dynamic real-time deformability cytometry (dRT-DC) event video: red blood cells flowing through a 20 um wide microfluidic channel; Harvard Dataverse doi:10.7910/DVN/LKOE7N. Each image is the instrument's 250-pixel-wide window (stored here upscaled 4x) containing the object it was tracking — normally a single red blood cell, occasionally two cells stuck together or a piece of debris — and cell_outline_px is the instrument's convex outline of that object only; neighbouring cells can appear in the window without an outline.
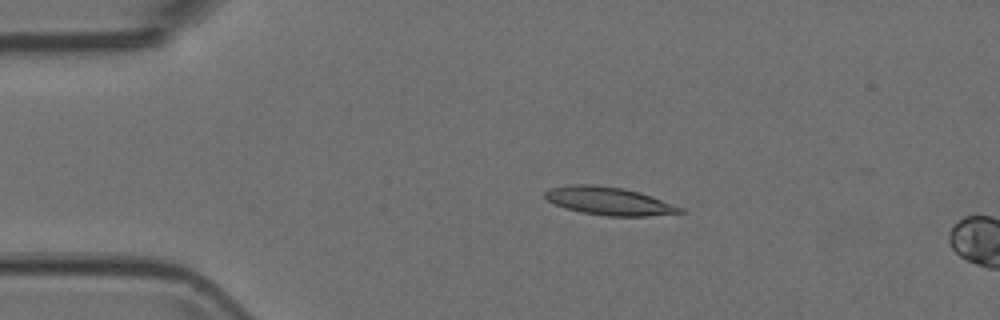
{"species": "Egyptian fruit bat (a non-hibernating species)", "species_latin": "Rousettus aegyptiacus", "temperature_condition": "room temperature", "stored_images_in_passage": 2, "camera_frame_rate_fps": 3000, "um_per_image_px": 0.085, "animal": {"sex": "female"}, "frame": {"image": 1, "passage_image": 1, "time_ms": 0.0, "image_size_px": [1000, 320], "cell_outline_px": [[684, 212], [648, 216], [608, 216], [580, 212], [564, 208], [548, 200], [544, 196], [544, 192], [548, 188], [568, 184], [596, 184], [624, 188], [640, 192], [652, 196], [684, 208]], "centroid_in_image_um": [51.74, 17.07], "position_along_channel_um": 33.3, "area_um2": 22.25}}